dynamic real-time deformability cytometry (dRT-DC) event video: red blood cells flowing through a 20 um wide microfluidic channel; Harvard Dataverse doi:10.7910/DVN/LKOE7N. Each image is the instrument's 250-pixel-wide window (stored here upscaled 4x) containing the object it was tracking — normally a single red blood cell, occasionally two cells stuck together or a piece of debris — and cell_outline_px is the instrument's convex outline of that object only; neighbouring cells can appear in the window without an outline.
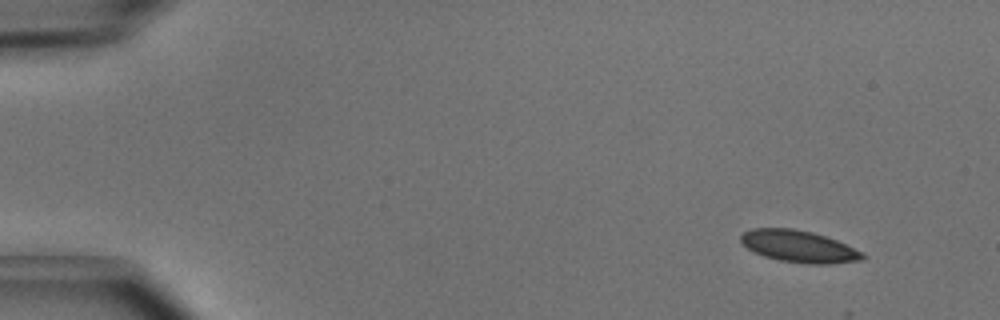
{"species": "common noctule bat (a hibernating species)", "species_latin": "Nyctalus noctula", "temperature_condition": "cold", "stored_images_in_passage": 3, "camera_frame_rate_fps": 3000, "um_per_image_px": 0.085, "animal": {"sex": "male", "body_mass_g": 15.6}, "frame": {"image": 1, "passage_image": 1, "time_ms": 0.0, "image_size_px": [1000, 320], "cell_outline_px": [[868, 256], [864, 260], [828, 264], [808, 264], [780, 260], [764, 256], [748, 248], [740, 240], [740, 236], [744, 232], [752, 228], [792, 228], [812, 232], [836, 240], [864, 252]], "centroid_in_image_um": [67.95, 20.95], "position_along_channel_um": 17.0, "area_um2": 22.6}}